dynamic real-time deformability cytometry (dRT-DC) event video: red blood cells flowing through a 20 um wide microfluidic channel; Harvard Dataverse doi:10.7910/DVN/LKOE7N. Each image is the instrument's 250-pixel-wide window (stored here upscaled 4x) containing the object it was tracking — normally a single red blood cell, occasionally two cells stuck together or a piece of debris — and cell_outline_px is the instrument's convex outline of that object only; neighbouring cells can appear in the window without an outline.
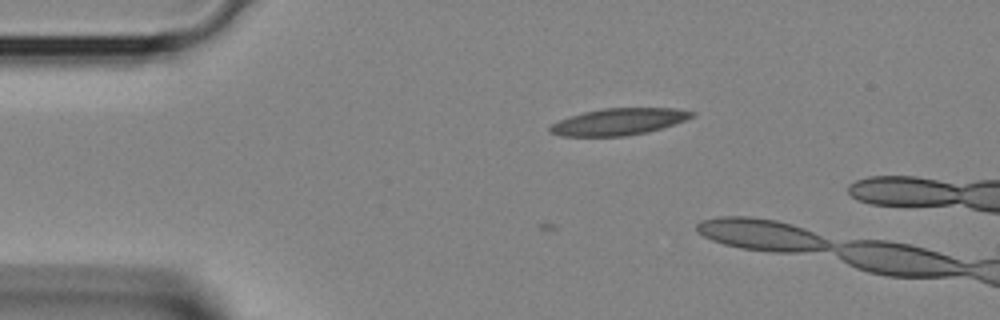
{"species": "Egyptian fruit bat (a non-hibernating species)", "species_latin": "Rousettus aegyptiacus", "temperature_condition": "room temperature", "stored_images_in_passage": 4, "camera_frame_rate_fps": 3000, "um_per_image_px": 0.085, "animal": {"sex": "female"}, "frame": {"image": 1, "passage_image": 4, "time_ms": 1.0, "image_size_px": [1000, 320], "cell_outline_px": [[696, 116], [648, 132], [628, 136], [560, 136], [548, 132], [548, 128], [552, 124], [560, 120], [584, 112], [604, 108], [676, 108], [696, 112]], "centroid_in_image_um": [52.6, 10.34], "position_along_channel_um": 32.4, "area_um2": 22.02}}